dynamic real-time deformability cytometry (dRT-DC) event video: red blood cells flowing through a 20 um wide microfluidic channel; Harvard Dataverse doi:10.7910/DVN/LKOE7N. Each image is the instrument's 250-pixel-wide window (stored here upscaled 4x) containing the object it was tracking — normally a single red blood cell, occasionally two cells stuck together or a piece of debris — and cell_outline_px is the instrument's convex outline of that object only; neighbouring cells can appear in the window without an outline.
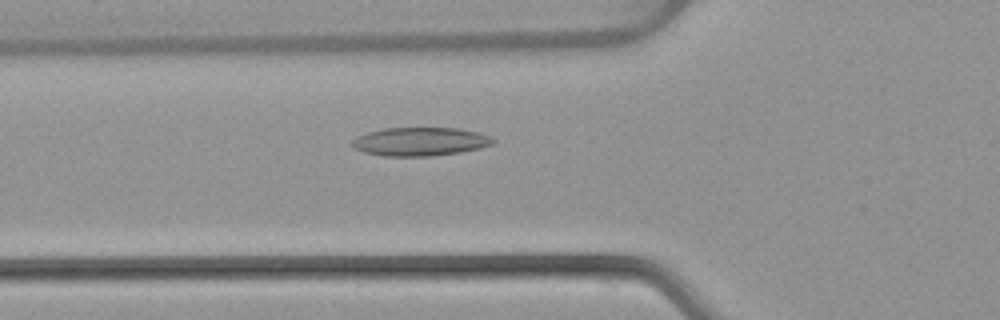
{"species": "common noctule bat (a hibernating species)", "species_latin": "Nyctalus noctula", "temperature_condition": "warm", "stored_images_in_passage": 52, "camera_frame_rate_fps": 3000, "um_per_image_px": 0.085, "animal": {"sex": "female", "body_mass_g": 22.7, "forearm_length_mm": 54.2}, "frame": {"image": 1, "passage_image": 19, "time_ms": 6.0, "image_size_px": [1000, 320], "cell_outline_px": [[496, 144], [480, 148], [460, 152], [428, 156], [384, 156], [364, 152], [348, 144], [356, 136], [368, 132], [384, 128], [456, 128], [480, 132], [492, 136], [496, 140]], "centroid_in_image_um": [35.74, 12.03], "position_along_channel_um": 90.1, "area_um2": 23.64}}
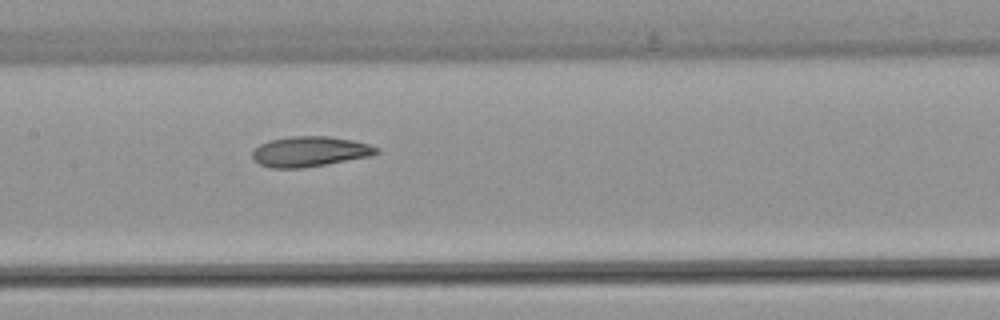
{"frame": {"image": 2, "passage_image": 26, "time_ms": 8.333, "image_size_px": [1000, 320], "cell_outline_px": [[380, 152], [372, 156], [304, 168], [268, 168], [260, 164], [252, 156], [252, 152], [260, 144], [268, 140], [292, 136], [328, 136], [352, 140], [368, 144], [380, 148]], "centroid_in_image_um": [26.36, 12.88], "position_along_channel_um": 181.0, "area_um2": 21.96}}
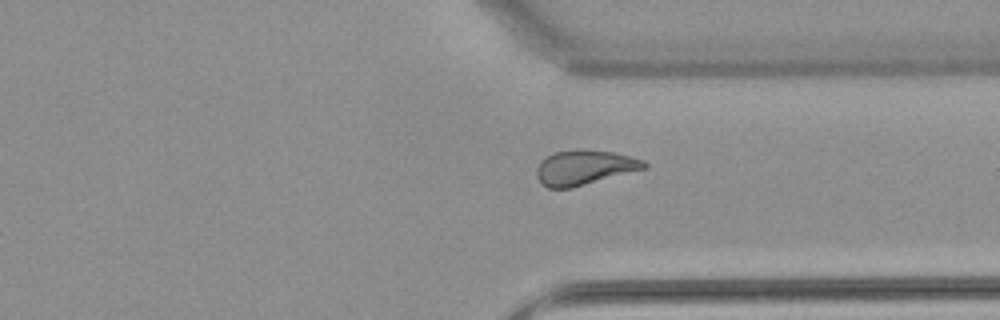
{"frame": {"image": 3, "passage_image": 40, "time_ms": 13.0, "image_size_px": [1000, 320], "cell_outline_px": [[648, 168], [572, 188], [548, 188], [536, 176], [536, 168], [540, 160], [556, 152], [612, 152], [632, 156], [644, 160], [648, 164]], "centroid_in_image_um": [49.72, 14.28], "position_along_channel_um": 361.7, "area_um2": 21.21}}